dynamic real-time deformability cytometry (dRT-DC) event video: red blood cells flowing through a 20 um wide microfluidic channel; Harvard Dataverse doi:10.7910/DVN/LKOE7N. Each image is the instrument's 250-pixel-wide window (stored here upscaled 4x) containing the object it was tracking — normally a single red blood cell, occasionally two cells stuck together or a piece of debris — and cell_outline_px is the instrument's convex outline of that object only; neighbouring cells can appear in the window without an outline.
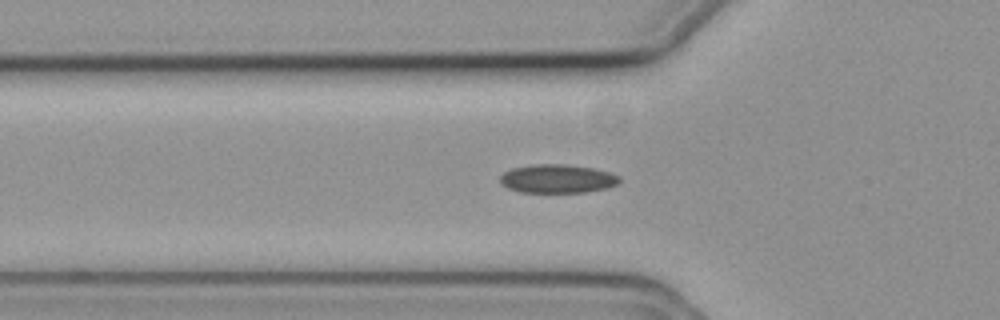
{"species": "common noctule bat (a hibernating species)", "species_latin": "Nyctalus noctula", "temperature_condition": "cold", "stored_images_in_passage": 35, "camera_frame_rate_fps": 3000, "um_per_image_px": 0.085, "animal": {"sex": "female", "body_mass_g": 19.3, "forearm_length_mm": 54.1}, "frame": {"image": 1, "passage_image": 2, "time_ms": 0.333, "image_size_px": [1000, 320], "cell_outline_px": [[620, 184], [608, 188], [584, 192], [520, 192], [508, 188], [500, 184], [500, 176], [504, 172], [512, 168], [532, 164], [564, 164], [592, 168], [608, 172], [620, 176]], "centroid_in_image_um": [47.38, 15.19], "position_along_channel_um": 78.4, "area_um2": 20.0}}
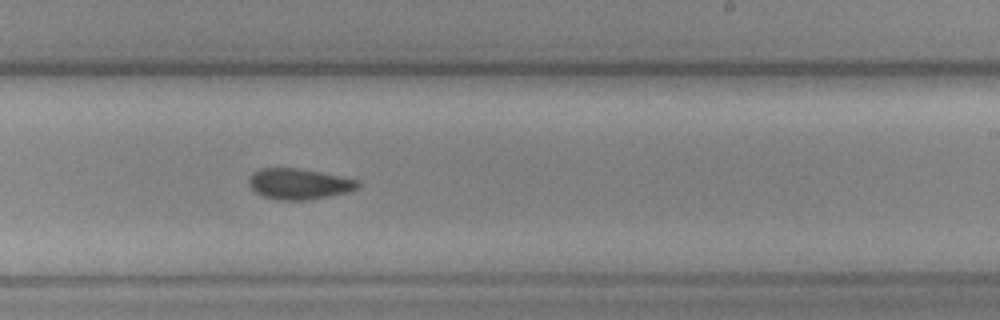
{"frame": {"image": 2, "passage_image": 17, "time_ms": 5.333, "image_size_px": [1000, 320], "cell_outline_px": [[360, 188], [348, 192], [328, 196], [304, 200], [280, 200], [264, 196], [256, 192], [248, 184], [248, 176], [252, 172], [260, 168], [296, 168], [320, 172], [360, 180]], "centroid_in_image_um": [25.41, 15.62], "position_along_channel_um": 263.6, "area_um2": 19.59}}
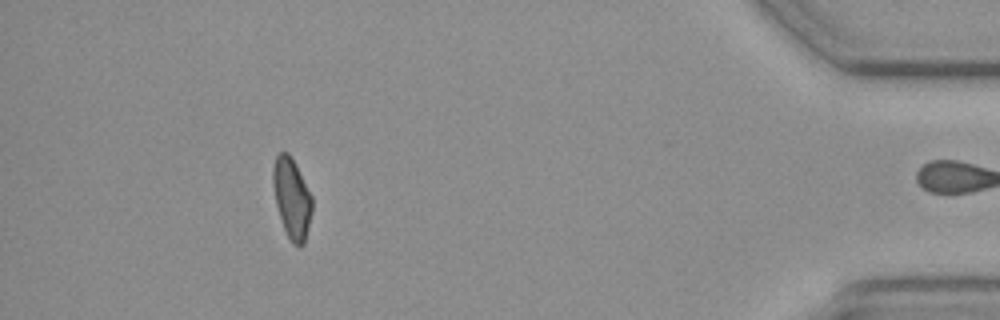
{"frame": {"image": 3, "passage_image": 34, "time_ms": 11.0, "image_size_px": [1000, 320], "cell_outline_px": [[312, 212], [304, 244], [300, 248], [292, 244], [284, 228], [276, 204], [272, 180], [272, 168], [276, 156], [280, 152], [288, 152], [292, 156], [312, 196]], "centroid_in_image_um": [24.81, 16.84], "position_along_channel_um": 410.4, "area_um2": 18.38}}